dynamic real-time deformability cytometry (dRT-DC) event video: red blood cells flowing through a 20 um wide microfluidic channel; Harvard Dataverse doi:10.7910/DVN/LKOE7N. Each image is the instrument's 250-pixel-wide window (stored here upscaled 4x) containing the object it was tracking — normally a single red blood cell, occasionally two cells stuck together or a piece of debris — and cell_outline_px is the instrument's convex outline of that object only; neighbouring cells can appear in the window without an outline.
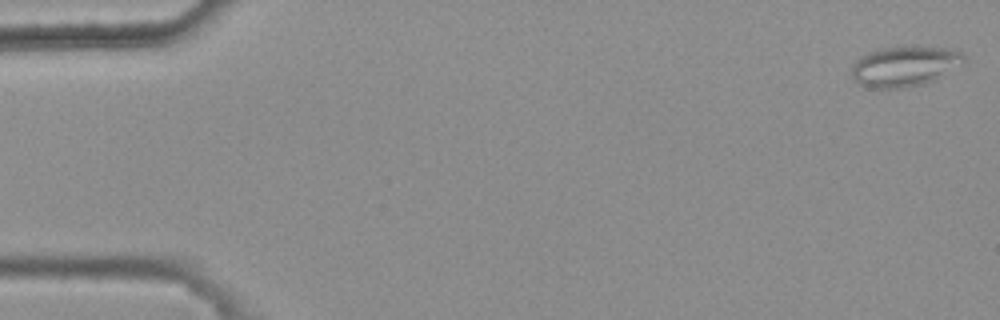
{"species": "common noctule bat (a hibernating species)", "species_latin": "Nyctalus noctula", "temperature_condition": "warm", "stored_images_in_passage": 49, "camera_frame_rate_fps": 3000, "um_per_image_px": 0.085, "animal": {"sex": "female", "body_mass_g": 25.1}, "frame": {"image": 1, "passage_image": 1, "time_ms": 0.0, "image_size_px": [1000, 320], "cell_outline_px": [[964, 64], [936, 80], [924, 84], [900, 88], [868, 88], [860, 84], [852, 76], [852, 68], [856, 60], [860, 56], [868, 52], [880, 48], [916, 44], [952, 48], [960, 52], [964, 56]], "centroid_in_image_um": [76.95, 5.59], "position_along_channel_um": 8.1, "area_um2": 27.17}}
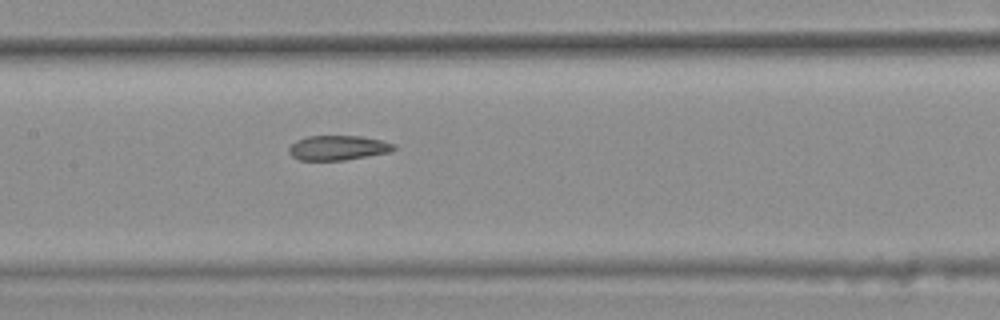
{"frame": {"image": 2, "passage_image": 26, "time_ms": 8.333, "image_size_px": [1000, 320], "cell_outline_px": [[396, 148], [388, 152], [344, 160], [300, 160], [292, 156], [288, 152], [288, 148], [296, 140], [308, 136], [364, 136], [396, 144]], "centroid_in_image_um": [28.71, 12.55], "position_along_channel_um": 178.7, "area_um2": 15.03}}
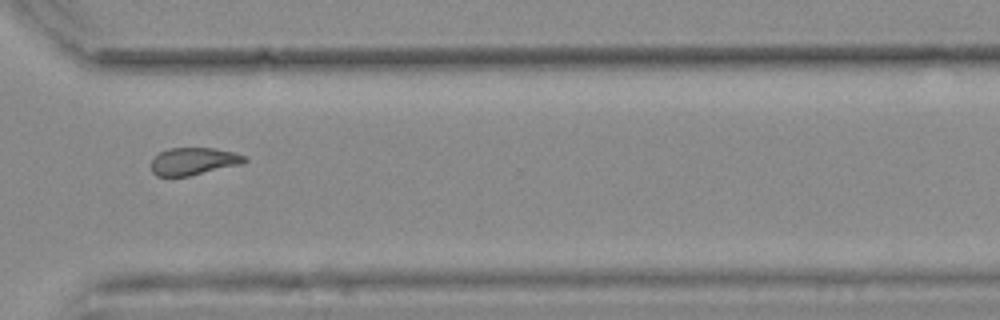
{"frame": {"image": 3, "passage_image": 40, "time_ms": 13.0, "image_size_px": [1000, 320], "cell_outline_px": [[248, 160], [244, 164], [188, 176], [156, 176], [152, 172], [152, 160], [160, 152], [168, 148], [212, 148], [236, 152], [244, 156]], "centroid_in_image_um": [16.49, 13.71], "position_along_channel_um": 354.1, "area_um2": 14.97}, "authors_computed_cell_mechanics": {"area_um2": 15.8372, "velocity_mm_per_s": 3.7578, "shape_relaxation_time_tau1_ms": null, "shape_relaxation_time_tau2_ms": 2.5977, "deformation_change_tau1": null, "deformation_change_tau2": 0.0884}}